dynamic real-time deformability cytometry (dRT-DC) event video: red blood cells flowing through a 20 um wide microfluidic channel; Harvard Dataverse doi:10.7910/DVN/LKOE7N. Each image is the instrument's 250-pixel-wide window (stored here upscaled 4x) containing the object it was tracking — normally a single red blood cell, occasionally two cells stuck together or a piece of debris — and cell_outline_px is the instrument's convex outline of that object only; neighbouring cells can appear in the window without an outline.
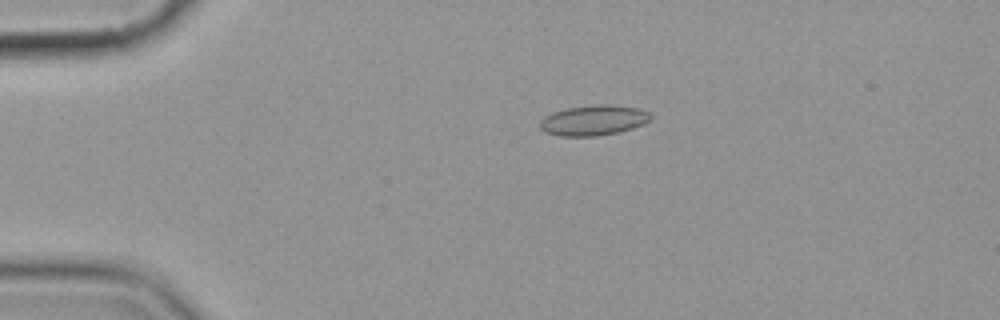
{"species": "common noctule bat (a hibernating species)", "species_latin": "Nyctalus noctula", "temperature_condition": "cold", "stored_images_in_passage": 9, "camera_frame_rate_fps": 3000, "um_per_image_px": 0.085, "animal": {"sex": "female", "body_mass_g": 19.9}, "frame": {"image": 1, "passage_image": 2, "time_ms": 1.333, "image_size_px": [1000, 320], "cell_outline_px": [[652, 120], [644, 124], [632, 128], [616, 132], [596, 136], [560, 136], [544, 132], [540, 128], [540, 120], [544, 116], [552, 112], [568, 108], [600, 104], [608, 104], [636, 108], [648, 112], [652, 116]], "centroid_in_image_um": [50.43, 10.23], "position_along_channel_um": 34.6, "area_um2": 19.48}}
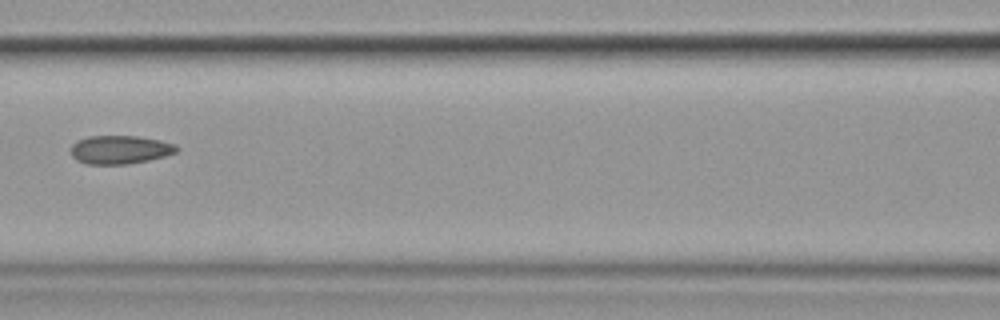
{"frame": {"image": 2, "passage_image": 6, "time_ms": 6.0, "image_size_px": [1000, 320], "cell_outline_px": [[180, 148], [176, 152], [164, 156], [148, 160], [128, 164], [84, 164], [76, 160], [72, 156], [72, 144], [76, 140], [88, 136], [136, 136], [160, 140], [176, 144]], "centroid_in_image_um": [10.19, 12.72], "position_along_channel_um": 156.4, "area_um2": 17.63}}
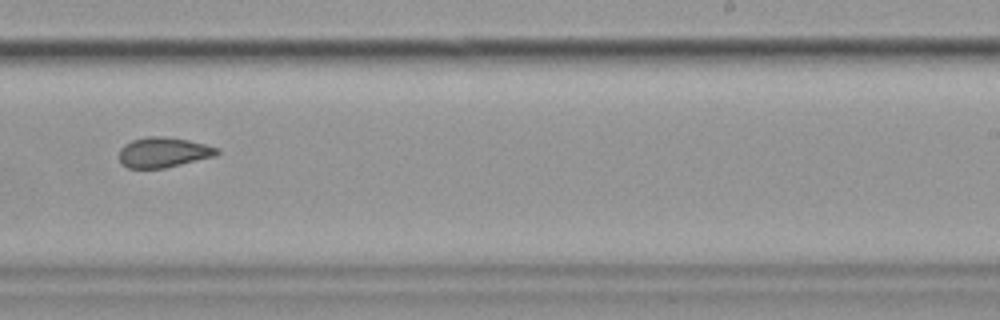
{"frame": {"image": 3, "passage_image": 9, "time_ms": 9.333, "image_size_px": [1000, 320], "cell_outline_px": [[220, 152], [216, 156], [164, 168], [128, 168], [120, 164], [120, 148], [124, 144], [132, 140], [148, 136], [164, 136], [188, 140], [220, 148]], "centroid_in_image_um": [13.89, 12.95], "position_along_channel_um": 275.1, "area_um2": 17.28}}